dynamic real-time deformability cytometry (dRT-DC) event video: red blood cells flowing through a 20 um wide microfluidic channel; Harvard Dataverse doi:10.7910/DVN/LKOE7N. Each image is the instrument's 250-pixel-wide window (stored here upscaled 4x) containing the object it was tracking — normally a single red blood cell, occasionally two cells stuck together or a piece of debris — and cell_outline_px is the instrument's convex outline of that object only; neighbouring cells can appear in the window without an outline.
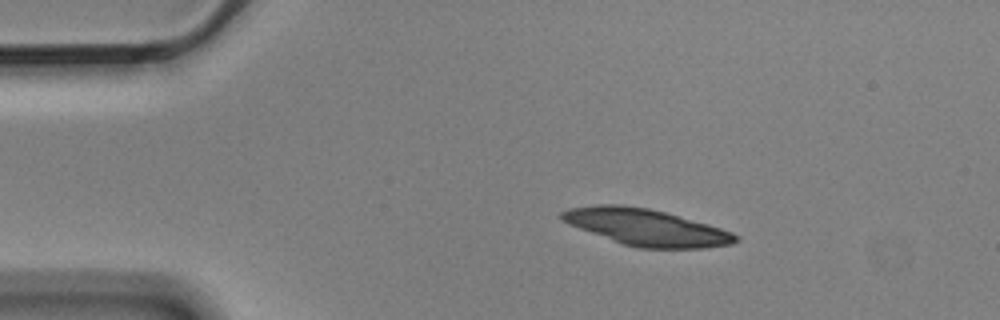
{"species": "Egyptian fruit bat (a non-hibernating species)", "species_latin": "Rousettus aegyptiacus", "temperature_condition": "cold", "stored_images_in_passage": 4, "camera_frame_rate_fps": 3000, "um_per_image_px": 0.085, "animal": {"sex": "male"}, "frame": {"image": 1, "passage_image": 2, "time_ms": 0.333, "image_size_px": [1000, 320], "cell_outline_px": [[740, 240], [732, 244], [704, 248], [640, 248], [624, 244], [580, 228], [560, 220], [560, 212], [568, 208], [596, 204], [620, 204], [648, 208], [664, 212], [708, 224], [732, 232], [740, 236]], "centroid_in_image_um": [54.95, 19.31], "position_along_channel_um": 30.1, "area_um2": 36.76}}